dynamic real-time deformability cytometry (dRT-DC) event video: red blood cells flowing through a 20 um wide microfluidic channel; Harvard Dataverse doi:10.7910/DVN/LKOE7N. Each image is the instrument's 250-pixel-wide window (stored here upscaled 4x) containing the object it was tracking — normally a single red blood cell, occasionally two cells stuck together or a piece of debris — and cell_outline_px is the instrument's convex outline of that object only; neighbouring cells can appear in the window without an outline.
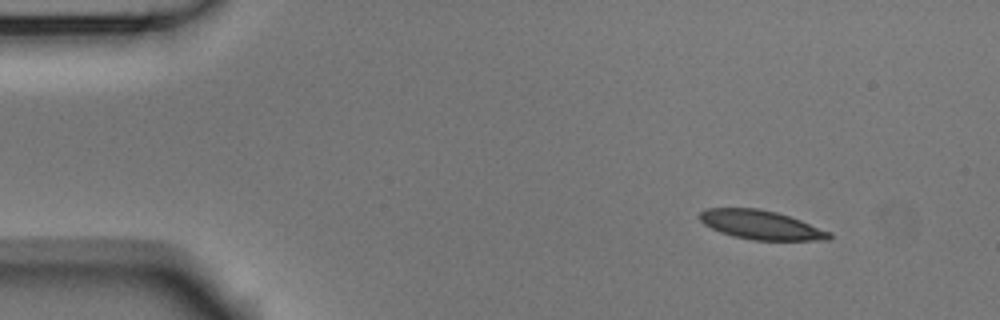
{"species": "Egyptian fruit bat (a non-hibernating species)", "species_latin": "Rousettus aegyptiacus", "temperature_condition": "room temperature", "stored_images_in_passage": 49, "camera_frame_rate_fps": 3000, "um_per_image_px": 0.085, "animal": {"sex": "male"}, "frame": {"image": 1, "passage_image": 1, "time_ms": 0.0, "image_size_px": [1000, 320], "cell_outline_px": [[832, 236], [828, 240], [752, 240], [732, 236], [720, 232], [704, 224], [700, 220], [700, 212], [708, 208], [756, 208], [776, 212], [800, 220], [832, 232]], "centroid_in_image_um": [64.69, 19.12], "position_along_channel_um": 20.3, "area_um2": 21.79}}
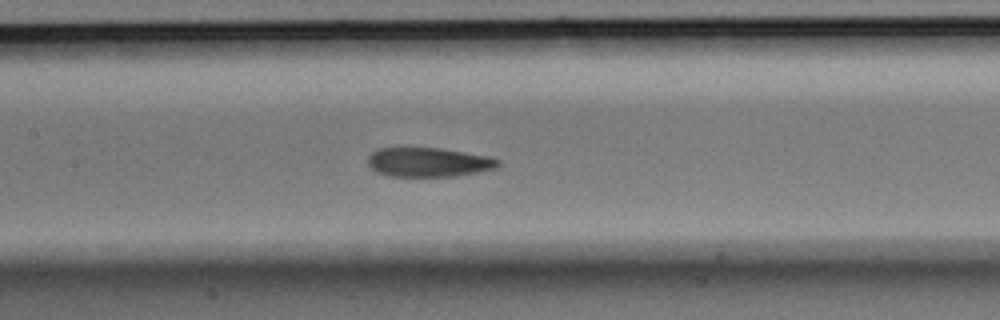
{"frame": {"image": 2, "passage_image": 20, "time_ms": 6.333, "image_size_px": [1000, 320], "cell_outline_px": [[500, 164], [496, 168], [480, 172], [456, 176], [388, 176], [376, 172], [368, 164], [368, 156], [376, 148], [440, 148], [488, 156], [500, 160]], "centroid_in_image_um": [36.42, 13.79], "position_along_channel_um": 171.0, "area_um2": 22.25}}
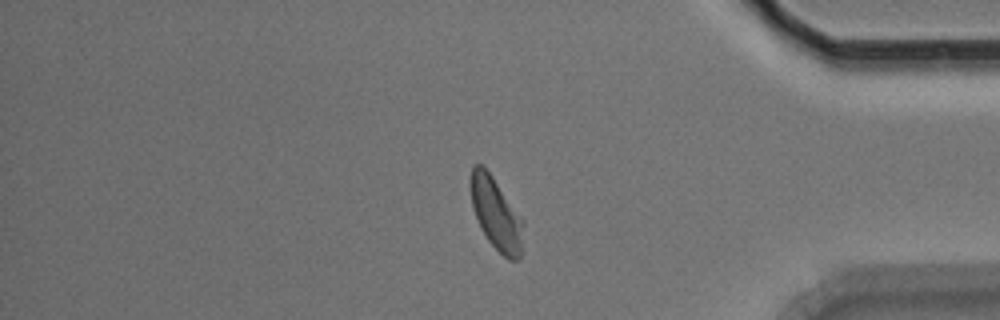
{"frame": {"image": 3, "passage_image": 40, "time_ms": 13.0, "image_size_px": [1000, 320], "cell_outline_px": [[524, 224], [520, 260], [508, 260], [488, 240], [472, 208], [468, 188], [468, 184], [472, 164], [480, 164], [492, 176], [524, 220]], "centroid_in_image_um": [42.15, 18.14], "position_along_channel_um": 393.1, "area_um2": 22.25}, "authors_computed_cell_mechanics": {"area_um2": 22.5998, "velocity_mm_per_s": 3.7105, "shape_relaxation_time_tau1_ms": 2.958, "shape_relaxation_time_tau2_ms": 1.596, "deformation_change_tau1": 0.1434, "deformation_change_tau2": 0.0808}}